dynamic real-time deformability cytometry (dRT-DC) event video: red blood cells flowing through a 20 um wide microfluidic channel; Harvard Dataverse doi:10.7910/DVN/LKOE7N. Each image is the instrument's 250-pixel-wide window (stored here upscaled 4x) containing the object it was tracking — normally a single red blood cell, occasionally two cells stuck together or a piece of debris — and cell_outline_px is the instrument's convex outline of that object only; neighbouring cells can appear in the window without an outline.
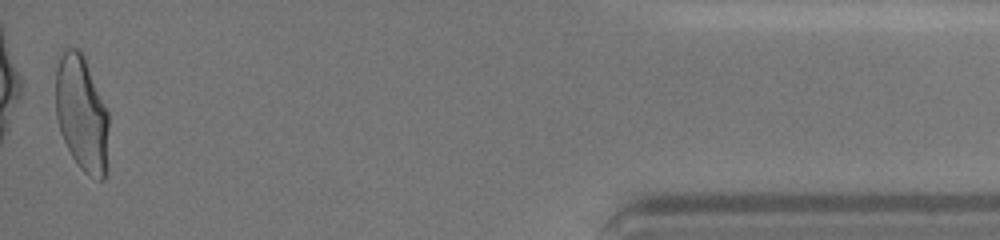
{"species": "human", "species_latin": "Homo sapiens", "temperature_condition": "cold", "stored_images_in_passage": 35, "camera_frame_rate_fps": 3000, "um_per_image_px": 0.085, "donor": {"sex": "female"}, "frame": {"image": 1, "passage_image": 35, "time_ms": 14.333, "image_size_px": [1000, 240], "cell_outline_px": [[108, 128], [104, 180], [100, 180], [88, 176], [80, 168], [72, 156], [60, 132], [56, 116], [56, 56], [60, 48], [76, 48], [84, 56], [108, 112]], "centroid_in_image_um": [6.91, 9.58], "position_along_channel_um": 428.3, "area_um2": 35.84}, "authors_computed_cell_mechanics": {"area_um2": 35.9516, "velocity_mm_per_s": 3.5885, "shape_relaxation_time_tau1_ms": 4.7963, "shape_relaxation_time_tau2_ms": 0.6182, "deformation_change_tau1": 0.1561, "deformation_change_tau2": 0.0574}}